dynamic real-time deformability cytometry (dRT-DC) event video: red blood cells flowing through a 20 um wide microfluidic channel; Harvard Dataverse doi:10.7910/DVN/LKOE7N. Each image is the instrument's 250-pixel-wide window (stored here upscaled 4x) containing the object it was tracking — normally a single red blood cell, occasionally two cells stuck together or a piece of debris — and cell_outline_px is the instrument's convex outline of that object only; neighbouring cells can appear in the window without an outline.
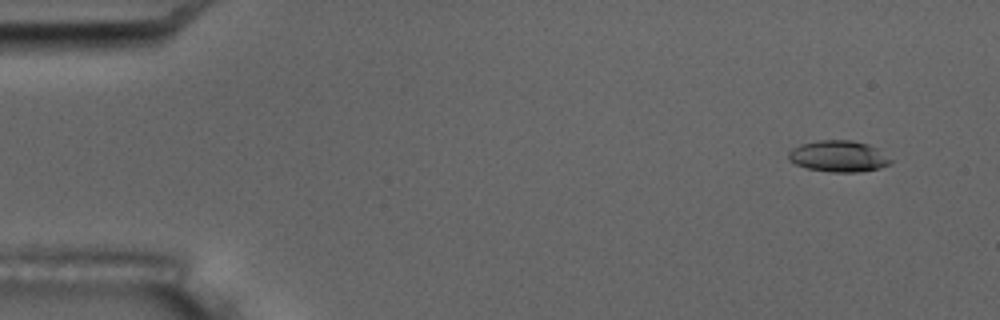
{"species": "common noctule bat (a hibernating species)", "species_latin": "Nyctalus noctula", "temperature_condition": "room temperature", "stored_images_in_passage": 5, "camera_frame_rate_fps": 3000, "um_per_image_px": 0.085, "animal": {"sex": "male", "body_mass_g": 17.5, "forearm_length_mm": 52.3}, "frame": {"image": 1, "passage_image": 2, "time_ms": 1.0, "image_size_px": [1000, 320], "cell_outline_px": [[892, 164], [880, 168], [856, 172], [832, 172], [808, 168], [796, 164], [788, 160], [788, 152], [792, 148], [800, 144], [820, 140], [852, 140], [868, 144], [876, 148], [892, 160]], "centroid_in_image_um": [71.27, 13.28], "position_along_channel_um": 13.7, "area_um2": 18.61}}